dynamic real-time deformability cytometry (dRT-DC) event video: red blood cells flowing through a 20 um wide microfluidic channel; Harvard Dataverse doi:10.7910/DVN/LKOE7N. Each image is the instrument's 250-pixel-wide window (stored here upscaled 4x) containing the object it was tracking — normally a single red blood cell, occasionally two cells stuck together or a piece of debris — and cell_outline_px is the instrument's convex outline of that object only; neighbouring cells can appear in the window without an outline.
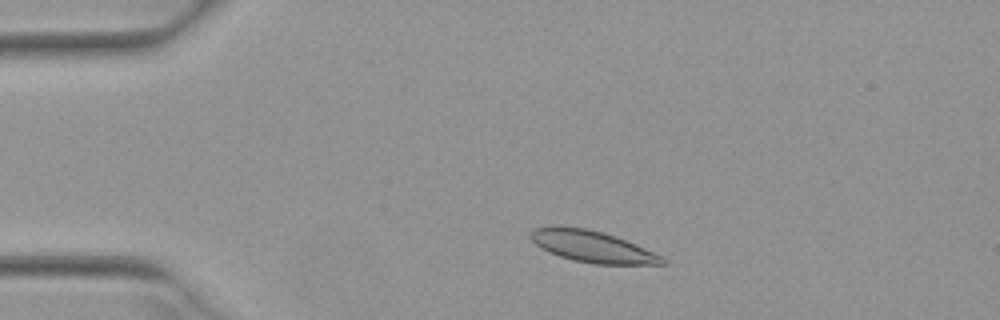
{"species": "Egyptian fruit bat (a non-hibernating species)", "species_latin": "Rousettus aegyptiacus", "temperature_condition": "warm", "stored_images_in_passage": 42, "camera_frame_rate_fps": 3000, "um_per_image_px": 0.085, "animal": {"sex": "female"}, "frame": {"image": 1, "passage_image": 1, "time_ms": 0.0, "image_size_px": [1000, 320], "cell_outline_px": [[668, 264], [596, 264], [572, 260], [548, 252], [540, 248], [528, 236], [536, 228], [552, 224], [584, 228], [604, 232], [616, 236], [636, 244], [664, 256], [668, 260]], "centroid_in_image_um": [50.36, 20.94], "position_along_channel_um": 34.6, "area_um2": 24.57}}
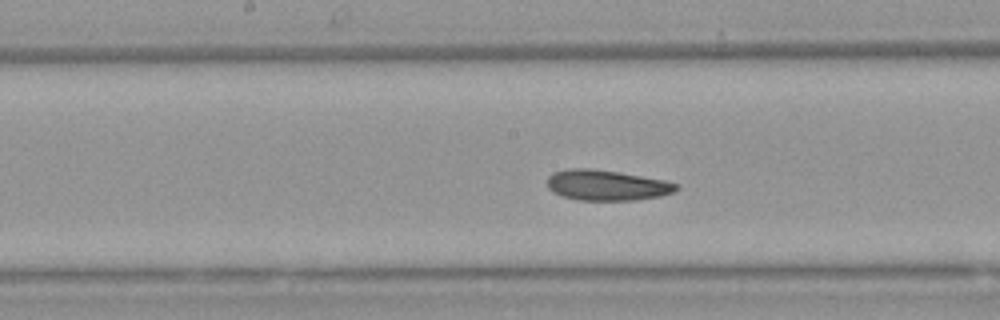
{"frame": {"image": 2, "passage_image": 17, "time_ms": 5.333, "image_size_px": [1000, 320], "cell_outline_px": [[680, 188], [676, 192], [660, 196], [636, 200], [580, 200], [564, 196], [552, 192], [548, 188], [548, 176], [552, 172], [568, 168], [592, 168], [620, 172], [664, 180], [676, 184]], "centroid_in_image_um": [51.57, 15.73], "position_along_channel_um": 196.6, "area_um2": 23.06}}
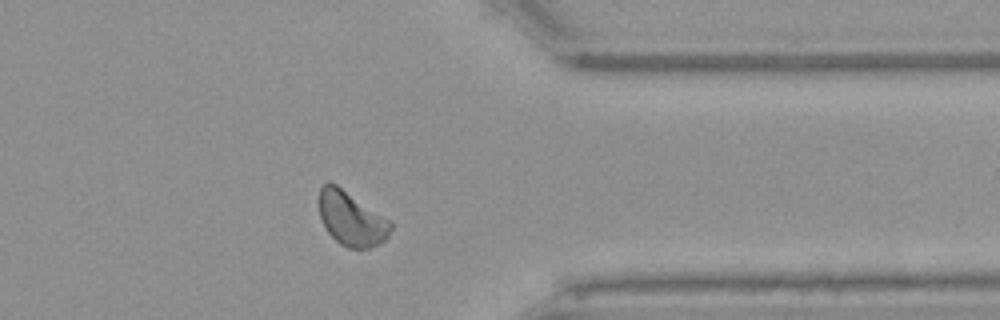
{"frame": {"image": 3, "passage_image": 32, "time_ms": 10.333, "image_size_px": [1000, 320], "cell_outline_px": [[392, 228], [388, 236], [380, 244], [368, 248], [348, 248], [340, 244], [324, 228], [320, 216], [320, 188], [328, 180], [336, 184], [388, 220], [392, 224]], "centroid_in_image_um": [29.84, 18.6], "position_along_channel_um": 381.6, "area_um2": 22.2}, "authors_computed_cell_mechanics": {"area_um2": 22.9177, "velocity_mm_per_s": 3.8981, "shape_relaxation_time_tau1_ms": 6.8442, "shape_relaxation_time_tau2_ms": null, "deformation_change_tau1": 0.1192, "deformation_change_tau2": null}}